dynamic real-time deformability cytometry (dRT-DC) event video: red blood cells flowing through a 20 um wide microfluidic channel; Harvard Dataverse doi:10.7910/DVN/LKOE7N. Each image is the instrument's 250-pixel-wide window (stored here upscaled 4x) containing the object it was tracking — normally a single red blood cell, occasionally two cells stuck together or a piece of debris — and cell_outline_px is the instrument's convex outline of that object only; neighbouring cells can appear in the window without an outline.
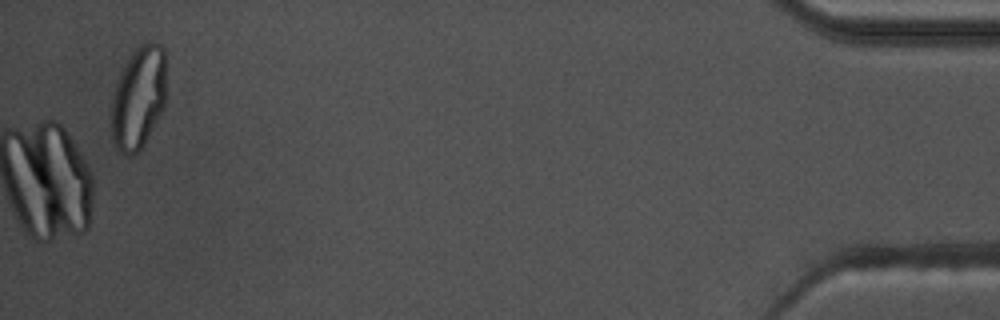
{"species": "common noctule bat (a hibernating species)", "species_latin": "Nyctalus noctula", "temperature_condition": "warm", "stored_images_in_passage": 57, "camera_frame_rate_fps": 3000, "um_per_image_px": 0.085, "animal": {"sex": "male", "body_mass_g": 17.5, "forearm_length_mm": 52.3}, "frame": {"image": 1, "passage_image": 57, "time_ms": 18.667, "image_size_px": [1000, 320], "cell_outline_px": [[164, 108], [140, 152], [132, 156], [128, 156], [120, 152], [116, 148], [112, 136], [112, 96], [120, 72], [132, 52], [140, 44], [148, 40], [160, 44], [164, 48]], "centroid_in_image_um": [11.76, 8.32], "position_along_channel_um": 423.4, "area_um2": 32.89}}